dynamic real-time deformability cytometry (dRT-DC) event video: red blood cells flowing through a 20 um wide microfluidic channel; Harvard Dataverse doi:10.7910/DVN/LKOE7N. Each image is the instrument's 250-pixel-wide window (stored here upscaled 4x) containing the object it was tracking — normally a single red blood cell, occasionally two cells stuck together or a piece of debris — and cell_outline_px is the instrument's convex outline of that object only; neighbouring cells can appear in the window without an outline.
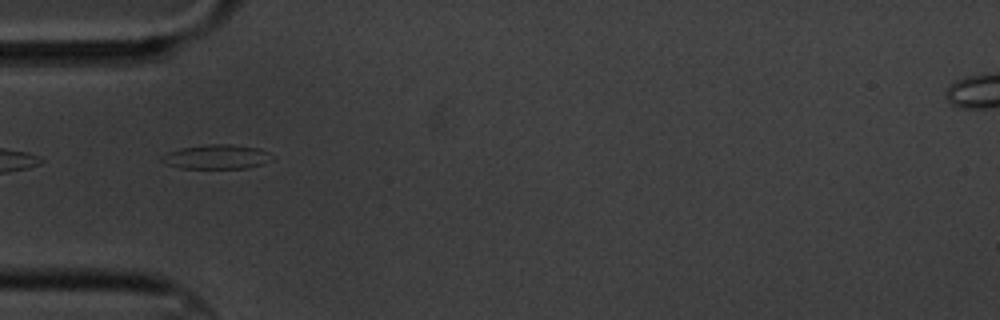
{"species": "common noctule bat (a hibernating species)", "species_latin": "Nyctalus noctula", "temperature_condition": "cold", "stored_images_in_passage": 5, "camera_frame_rate_fps": 3000, "um_per_image_px": 0.085, "animal": {"sex": "male", "body_mass_g": 20.1, "forearm_length_mm": 53.5}, "frame": {"image": 1, "passage_image": 2, "time_ms": 1.333, "image_size_px": [1000, 320], "cell_outline_px": [[276, 156], [272, 160], [264, 164], [248, 168], [180, 168], [164, 164], [160, 160], [160, 156], [168, 152], [180, 148], [208, 144], [232, 144], [260, 148]], "centroid_in_image_um": [18.44, 13.33], "position_along_channel_um": 66.6, "area_um2": 16.01}}
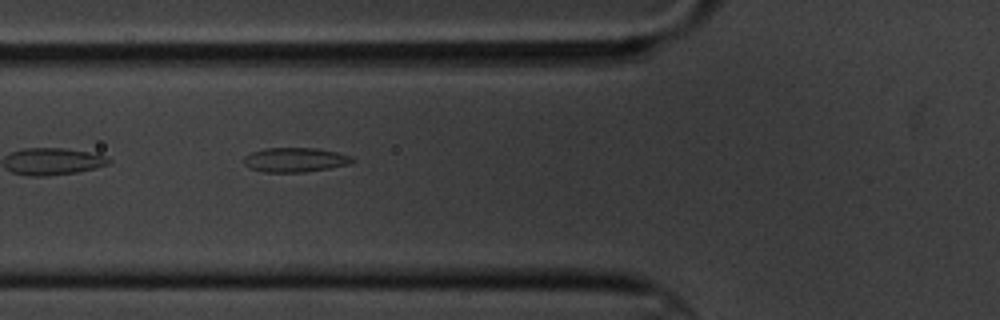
{"frame": {"image": 2, "passage_image": 3, "time_ms": 2.333, "image_size_px": [1000, 320], "cell_outline_px": [[356, 160], [348, 164], [328, 168], [304, 172], [264, 172], [248, 168], [244, 164], [244, 156], [252, 152], [264, 148], [316, 148], [336, 152], [352, 156]], "centroid_in_image_um": [25.06, 13.58], "position_along_channel_um": 100.7, "area_um2": 15.43}}
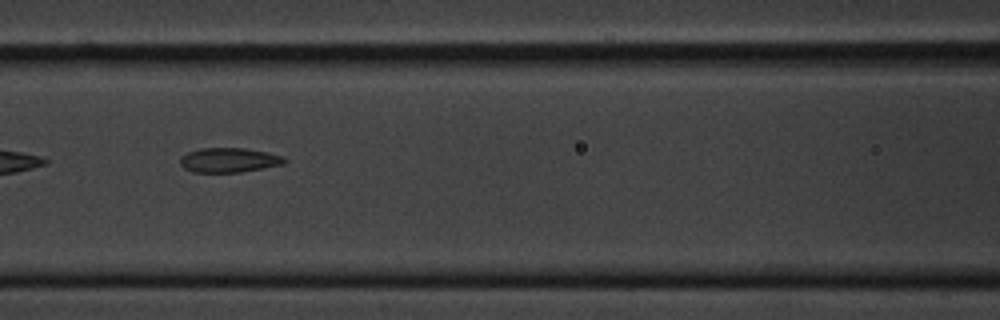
{"frame": {"image": 3, "passage_image": 4, "time_ms": 3.667, "image_size_px": [1000, 320], "cell_outline_px": [[288, 160], [284, 164], [240, 172], [192, 172], [184, 168], [180, 164], [180, 156], [188, 152], [200, 148], [244, 148], [284, 156]], "centroid_in_image_um": [19.44, 13.61], "position_along_channel_um": 147.2, "area_um2": 14.91}}